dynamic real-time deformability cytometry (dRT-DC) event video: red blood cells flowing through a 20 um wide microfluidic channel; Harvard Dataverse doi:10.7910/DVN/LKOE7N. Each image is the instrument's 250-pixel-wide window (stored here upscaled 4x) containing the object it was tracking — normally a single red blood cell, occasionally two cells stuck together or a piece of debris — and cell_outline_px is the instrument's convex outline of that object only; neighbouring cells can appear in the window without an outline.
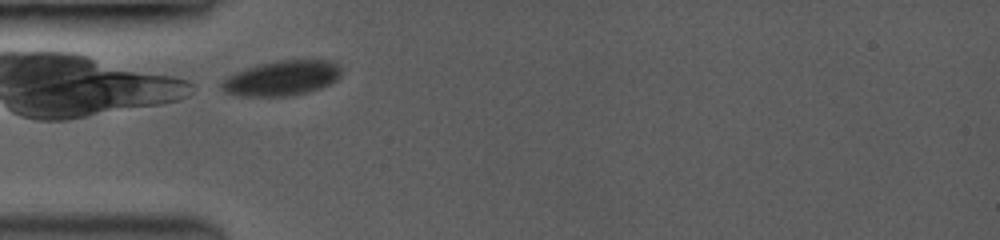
{"species": "common noctule bat (a hibernating species)", "species_latin": "Nyctalus noctula", "temperature_condition": "room temperature", "stored_images_in_passage": 30, "camera_frame_rate_fps": 3500, "um_per_image_px": 0.085, "animal": {"sex": "female", "body_mass_g": 19.0, "forearm_length_mm": 53.3}, "frame": {"image": 1, "passage_image": 1, "time_ms": 0.0, "image_size_px": [1000, 240], "cell_outline_px": [[340, 76], [336, 80], [320, 88], [304, 92], [280, 96], [244, 96], [228, 92], [220, 84], [228, 76], [236, 72], [260, 64], [276, 60], [328, 60], [336, 64], [340, 68]], "centroid_in_image_um": [23.98, 6.62], "position_along_channel_um": 61.0, "area_um2": 23.7}}